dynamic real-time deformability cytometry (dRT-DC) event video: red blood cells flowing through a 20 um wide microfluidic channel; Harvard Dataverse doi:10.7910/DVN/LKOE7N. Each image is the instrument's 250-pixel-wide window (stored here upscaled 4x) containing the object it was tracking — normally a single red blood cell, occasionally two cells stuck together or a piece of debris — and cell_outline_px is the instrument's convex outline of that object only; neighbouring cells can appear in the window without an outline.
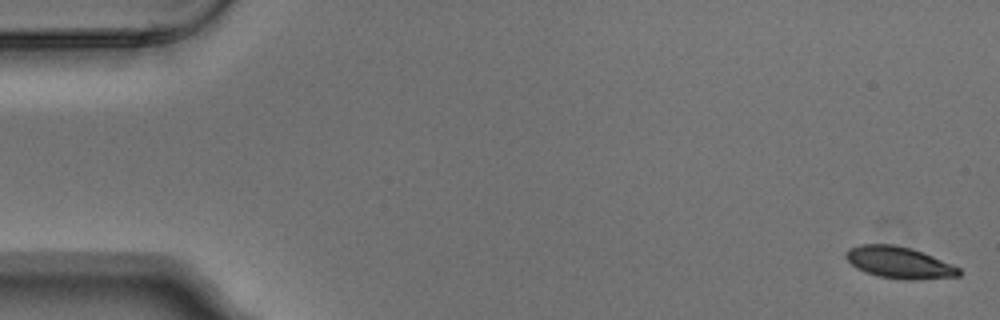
{"species": "Egyptian fruit bat (a non-hibernating species)", "species_latin": "Rousettus aegyptiacus", "temperature_condition": "warm", "stored_images_in_passage": 5, "camera_frame_rate_fps": 3000, "um_per_image_px": 0.085, "animal": {"sex": "male"}, "frame": {"image": 1, "passage_image": 1, "time_ms": 0.0, "image_size_px": [1000, 320], "cell_outline_px": [[960, 276], [916, 280], [900, 280], [880, 276], [864, 272], [856, 268], [844, 256], [844, 252], [848, 248], [860, 244], [892, 244], [912, 248], [924, 252], [960, 268]], "centroid_in_image_um": [76.41, 22.31], "position_along_channel_um": 8.6, "area_um2": 21.1}}
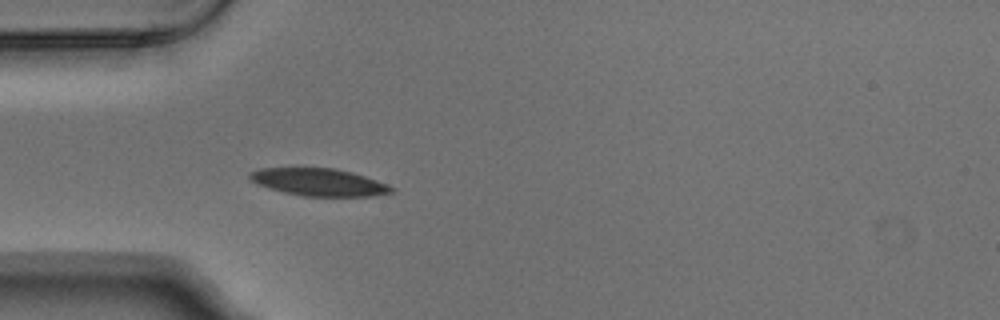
{"frame": {"image": 2, "passage_image": 5, "time_ms": 1.333, "image_size_px": [1000, 320], "cell_outline_px": [[396, 192], [372, 196], [300, 196], [268, 188], [256, 184], [248, 176], [248, 172], [260, 168], [332, 168], [352, 172], [388, 184], [396, 188]], "centroid_in_image_um": [27.12, 15.49], "position_along_channel_um": 57.9, "area_um2": 22.77}}